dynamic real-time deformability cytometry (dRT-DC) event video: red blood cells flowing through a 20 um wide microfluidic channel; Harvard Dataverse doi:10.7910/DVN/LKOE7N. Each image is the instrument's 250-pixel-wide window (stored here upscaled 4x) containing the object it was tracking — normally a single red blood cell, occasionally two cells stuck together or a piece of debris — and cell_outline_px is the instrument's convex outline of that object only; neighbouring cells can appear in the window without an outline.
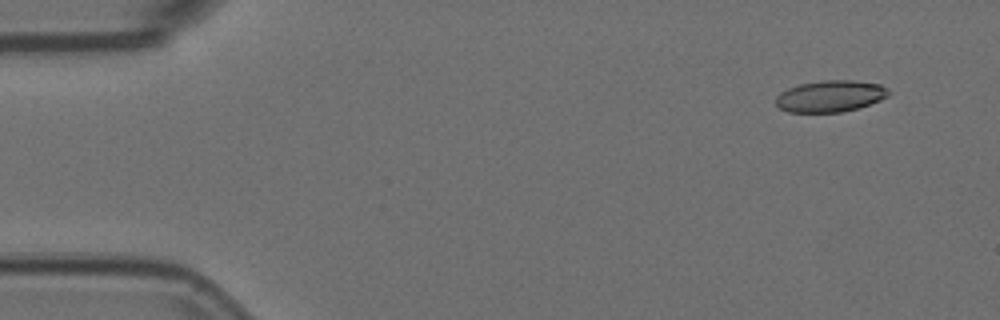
{"species": "Egyptian fruit bat (a non-hibernating species)", "species_latin": "Rousettus aegyptiacus", "temperature_condition": "room temperature", "stored_images_in_passage": 2, "segment_of_instrument_passage": [2, 2], "camera_frame_rate_fps": 3000, "um_per_image_px": 0.085, "animal": {"sex": "female"}, "frame": {"image": 1, "passage_image": 2, "time_ms": 0.333, "image_size_px": [1000, 320], "cell_outline_px": [[892, 92], [888, 96], [880, 100], [856, 108], [840, 112], [788, 112], [780, 108], [776, 104], [776, 96], [780, 92], [788, 88], [800, 84], [824, 80], [852, 80], [880, 84], [888, 88]], "centroid_in_image_um": [70.58, 8.16], "position_along_channel_um": 14.4, "area_um2": 20.69}}